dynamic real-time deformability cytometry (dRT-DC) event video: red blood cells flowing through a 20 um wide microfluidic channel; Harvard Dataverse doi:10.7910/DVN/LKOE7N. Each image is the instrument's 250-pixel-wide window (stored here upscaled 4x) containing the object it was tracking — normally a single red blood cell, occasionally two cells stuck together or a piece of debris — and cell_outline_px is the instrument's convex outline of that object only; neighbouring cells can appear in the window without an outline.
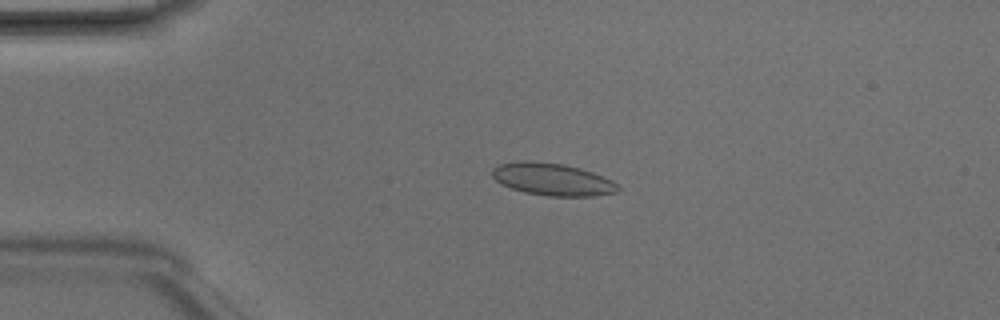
{"species": "Egyptian fruit bat (a non-hibernating species)", "species_latin": "Rousettus aegyptiacus", "temperature_condition": "room temperature", "stored_images_in_passage": 3, "camera_frame_rate_fps": 3000, "um_per_image_px": 0.085, "animal": {"sex": "male"}, "frame": {"image": 1, "passage_image": 2, "time_ms": 0.333, "image_size_px": [1000, 320], "cell_outline_px": [[620, 188], [616, 192], [596, 196], [548, 196], [524, 192], [512, 188], [496, 180], [492, 176], [492, 168], [500, 164], [520, 160], [532, 160], [564, 164], [580, 168], [592, 172], [612, 180]], "centroid_in_image_um": [46.95, 15.23], "position_along_channel_um": 38.0, "area_um2": 23.7}}